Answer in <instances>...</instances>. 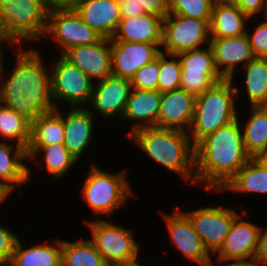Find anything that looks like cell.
Returning a JSON list of instances; mask_svg holds the SVG:
<instances>
[{"mask_svg":"<svg viewBox=\"0 0 267 266\" xmlns=\"http://www.w3.org/2000/svg\"><path fill=\"white\" fill-rule=\"evenodd\" d=\"M250 18L234 3L214 2L210 19V37L226 38L246 34Z\"/></svg>","mask_w":267,"mask_h":266,"instance_id":"cell-26","label":"cell"},{"mask_svg":"<svg viewBox=\"0 0 267 266\" xmlns=\"http://www.w3.org/2000/svg\"><path fill=\"white\" fill-rule=\"evenodd\" d=\"M102 36L89 27L73 7L49 10L42 40L52 39L62 55L70 48L98 42Z\"/></svg>","mask_w":267,"mask_h":266,"instance_id":"cell-8","label":"cell"},{"mask_svg":"<svg viewBox=\"0 0 267 266\" xmlns=\"http://www.w3.org/2000/svg\"><path fill=\"white\" fill-rule=\"evenodd\" d=\"M239 90L231 79H223L196 97L194 119L188 131L194 145L238 118Z\"/></svg>","mask_w":267,"mask_h":266,"instance_id":"cell-4","label":"cell"},{"mask_svg":"<svg viewBox=\"0 0 267 266\" xmlns=\"http://www.w3.org/2000/svg\"><path fill=\"white\" fill-rule=\"evenodd\" d=\"M72 7L104 38H112L121 20L119 0H75Z\"/></svg>","mask_w":267,"mask_h":266,"instance_id":"cell-20","label":"cell"},{"mask_svg":"<svg viewBox=\"0 0 267 266\" xmlns=\"http://www.w3.org/2000/svg\"><path fill=\"white\" fill-rule=\"evenodd\" d=\"M26 149L9 141H0V184L11 194L31 182V168ZM17 187V188H16Z\"/></svg>","mask_w":267,"mask_h":266,"instance_id":"cell-22","label":"cell"},{"mask_svg":"<svg viewBox=\"0 0 267 266\" xmlns=\"http://www.w3.org/2000/svg\"><path fill=\"white\" fill-rule=\"evenodd\" d=\"M246 194H267V170L251 158L225 185L219 190Z\"/></svg>","mask_w":267,"mask_h":266,"instance_id":"cell-28","label":"cell"},{"mask_svg":"<svg viewBox=\"0 0 267 266\" xmlns=\"http://www.w3.org/2000/svg\"><path fill=\"white\" fill-rule=\"evenodd\" d=\"M238 117L195 145V185L219 191L251 158L247 154Z\"/></svg>","mask_w":267,"mask_h":266,"instance_id":"cell-2","label":"cell"},{"mask_svg":"<svg viewBox=\"0 0 267 266\" xmlns=\"http://www.w3.org/2000/svg\"><path fill=\"white\" fill-rule=\"evenodd\" d=\"M115 266H144V265L139 263V261L137 259V260H134V261H131V262H125V263L118 264V265H115Z\"/></svg>","mask_w":267,"mask_h":266,"instance_id":"cell-46","label":"cell"},{"mask_svg":"<svg viewBox=\"0 0 267 266\" xmlns=\"http://www.w3.org/2000/svg\"><path fill=\"white\" fill-rule=\"evenodd\" d=\"M195 103L196 96L182 89L161 93L156 127L188 133L194 119Z\"/></svg>","mask_w":267,"mask_h":266,"instance_id":"cell-18","label":"cell"},{"mask_svg":"<svg viewBox=\"0 0 267 266\" xmlns=\"http://www.w3.org/2000/svg\"><path fill=\"white\" fill-rule=\"evenodd\" d=\"M159 75V54L157 58L141 67L131 78L132 88L140 90H157Z\"/></svg>","mask_w":267,"mask_h":266,"instance_id":"cell-37","label":"cell"},{"mask_svg":"<svg viewBox=\"0 0 267 266\" xmlns=\"http://www.w3.org/2000/svg\"><path fill=\"white\" fill-rule=\"evenodd\" d=\"M6 43V45L8 44L5 40H3V39H1L0 38V44L2 45L3 43ZM4 50L2 49V47H0V63H1V60H2V57H3V55H4V52H3Z\"/></svg>","mask_w":267,"mask_h":266,"instance_id":"cell-47","label":"cell"},{"mask_svg":"<svg viewBox=\"0 0 267 266\" xmlns=\"http://www.w3.org/2000/svg\"><path fill=\"white\" fill-rule=\"evenodd\" d=\"M210 46L213 50L216 69L223 79L235 81L237 67L240 64L244 66L255 58L246 34L236 37L211 38Z\"/></svg>","mask_w":267,"mask_h":266,"instance_id":"cell-19","label":"cell"},{"mask_svg":"<svg viewBox=\"0 0 267 266\" xmlns=\"http://www.w3.org/2000/svg\"><path fill=\"white\" fill-rule=\"evenodd\" d=\"M235 0H214V2L218 3H234Z\"/></svg>","mask_w":267,"mask_h":266,"instance_id":"cell-48","label":"cell"},{"mask_svg":"<svg viewBox=\"0 0 267 266\" xmlns=\"http://www.w3.org/2000/svg\"><path fill=\"white\" fill-rule=\"evenodd\" d=\"M265 20L258 23L254 31L250 32L246 28V35L248 37L252 52L255 57L267 58V16Z\"/></svg>","mask_w":267,"mask_h":266,"instance_id":"cell-38","label":"cell"},{"mask_svg":"<svg viewBox=\"0 0 267 266\" xmlns=\"http://www.w3.org/2000/svg\"><path fill=\"white\" fill-rule=\"evenodd\" d=\"M163 18L154 14L121 18L110 41L162 43Z\"/></svg>","mask_w":267,"mask_h":266,"instance_id":"cell-24","label":"cell"},{"mask_svg":"<svg viewBox=\"0 0 267 266\" xmlns=\"http://www.w3.org/2000/svg\"><path fill=\"white\" fill-rule=\"evenodd\" d=\"M12 48L15 50L12 52H16L15 67L13 65L11 71L5 72V55L0 63V92L4 106L30 121L55 111L57 107L52 97L51 67L43 60L40 50L26 46Z\"/></svg>","mask_w":267,"mask_h":266,"instance_id":"cell-1","label":"cell"},{"mask_svg":"<svg viewBox=\"0 0 267 266\" xmlns=\"http://www.w3.org/2000/svg\"><path fill=\"white\" fill-rule=\"evenodd\" d=\"M249 118L242 124L245 150L250 158L267 150V109L264 106H250Z\"/></svg>","mask_w":267,"mask_h":266,"instance_id":"cell-29","label":"cell"},{"mask_svg":"<svg viewBox=\"0 0 267 266\" xmlns=\"http://www.w3.org/2000/svg\"><path fill=\"white\" fill-rule=\"evenodd\" d=\"M48 13L41 0H0V38L10 47L42 40Z\"/></svg>","mask_w":267,"mask_h":266,"instance_id":"cell-5","label":"cell"},{"mask_svg":"<svg viewBox=\"0 0 267 266\" xmlns=\"http://www.w3.org/2000/svg\"><path fill=\"white\" fill-rule=\"evenodd\" d=\"M64 142L62 110L40 115L31 121L30 142L28 146H46Z\"/></svg>","mask_w":267,"mask_h":266,"instance_id":"cell-30","label":"cell"},{"mask_svg":"<svg viewBox=\"0 0 267 266\" xmlns=\"http://www.w3.org/2000/svg\"><path fill=\"white\" fill-rule=\"evenodd\" d=\"M161 103V93L158 90H140L132 88L127 100L123 120L132 121L131 129L125 135L129 136L135 130L156 127Z\"/></svg>","mask_w":267,"mask_h":266,"instance_id":"cell-23","label":"cell"},{"mask_svg":"<svg viewBox=\"0 0 267 266\" xmlns=\"http://www.w3.org/2000/svg\"><path fill=\"white\" fill-rule=\"evenodd\" d=\"M10 194L11 193L5 188H0V206L1 204L3 205L4 201H6L8 197H11Z\"/></svg>","mask_w":267,"mask_h":266,"instance_id":"cell-45","label":"cell"},{"mask_svg":"<svg viewBox=\"0 0 267 266\" xmlns=\"http://www.w3.org/2000/svg\"><path fill=\"white\" fill-rule=\"evenodd\" d=\"M254 260L260 266H267V226L266 228L262 226Z\"/></svg>","mask_w":267,"mask_h":266,"instance_id":"cell-41","label":"cell"},{"mask_svg":"<svg viewBox=\"0 0 267 266\" xmlns=\"http://www.w3.org/2000/svg\"><path fill=\"white\" fill-rule=\"evenodd\" d=\"M253 159L267 170V150L258 153Z\"/></svg>","mask_w":267,"mask_h":266,"instance_id":"cell-43","label":"cell"},{"mask_svg":"<svg viewBox=\"0 0 267 266\" xmlns=\"http://www.w3.org/2000/svg\"><path fill=\"white\" fill-rule=\"evenodd\" d=\"M121 18L154 14L163 19L169 14V0H119Z\"/></svg>","mask_w":267,"mask_h":266,"instance_id":"cell-35","label":"cell"},{"mask_svg":"<svg viewBox=\"0 0 267 266\" xmlns=\"http://www.w3.org/2000/svg\"><path fill=\"white\" fill-rule=\"evenodd\" d=\"M62 266H108L90 239L62 240Z\"/></svg>","mask_w":267,"mask_h":266,"instance_id":"cell-32","label":"cell"},{"mask_svg":"<svg viewBox=\"0 0 267 266\" xmlns=\"http://www.w3.org/2000/svg\"><path fill=\"white\" fill-rule=\"evenodd\" d=\"M243 69L246 102L250 106L267 105V58L255 57Z\"/></svg>","mask_w":267,"mask_h":266,"instance_id":"cell-31","label":"cell"},{"mask_svg":"<svg viewBox=\"0 0 267 266\" xmlns=\"http://www.w3.org/2000/svg\"><path fill=\"white\" fill-rule=\"evenodd\" d=\"M42 3L49 9H60L72 7L75 0H41Z\"/></svg>","mask_w":267,"mask_h":266,"instance_id":"cell-42","label":"cell"},{"mask_svg":"<svg viewBox=\"0 0 267 266\" xmlns=\"http://www.w3.org/2000/svg\"><path fill=\"white\" fill-rule=\"evenodd\" d=\"M127 138L133 141L154 163L195 185V145L187 132L146 127L135 130Z\"/></svg>","mask_w":267,"mask_h":266,"instance_id":"cell-3","label":"cell"},{"mask_svg":"<svg viewBox=\"0 0 267 266\" xmlns=\"http://www.w3.org/2000/svg\"><path fill=\"white\" fill-rule=\"evenodd\" d=\"M181 64L177 54L159 53L158 88L160 93L180 89Z\"/></svg>","mask_w":267,"mask_h":266,"instance_id":"cell-34","label":"cell"},{"mask_svg":"<svg viewBox=\"0 0 267 266\" xmlns=\"http://www.w3.org/2000/svg\"><path fill=\"white\" fill-rule=\"evenodd\" d=\"M214 0H169V14L210 22Z\"/></svg>","mask_w":267,"mask_h":266,"instance_id":"cell-36","label":"cell"},{"mask_svg":"<svg viewBox=\"0 0 267 266\" xmlns=\"http://www.w3.org/2000/svg\"><path fill=\"white\" fill-rule=\"evenodd\" d=\"M209 23L191 17L168 14L163 20L161 51L178 54L210 45Z\"/></svg>","mask_w":267,"mask_h":266,"instance_id":"cell-10","label":"cell"},{"mask_svg":"<svg viewBox=\"0 0 267 266\" xmlns=\"http://www.w3.org/2000/svg\"><path fill=\"white\" fill-rule=\"evenodd\" d=\"M210 205V206H209ZM207 207L181 210L192 222L204 247L213 256L223 245L234 219L240 214L234 209L209 204Z\"/></svg>","mask_w":267,"mask_h":266,"instance_id":"cell-12","label":"cell"},{"mask_svg":"<svg viewBox=\"0 0 267 266\" xmlns=\"http://www.w3.org/2000/svg\"><path fill=\"white\" fill-rule=\"evenodd\" d=\"M3 105H4V103H3L1 92H0V109L2 108Z\"/></svg>","mask_w":267,"mask_h":266,"instance_id":"cell-49","label":"cell"},{"mask_svg":"<svg viewBox=\"0 0 267 266\" xmlns=\"http://www.w3.org/2000/svg\"><path fill=\"white\" fill-rule=\"evenodd\" d=\"M213 264L212 266H214ZM220 266H260L255 260L251 261H240V262H229L221 264Z\"/></svg>","mask_w":267,"mask_h":266,"instance_id":"cell-44","label":"cell"},{"mask_svg":"<svg viewBox=\"0 0 267 266\" xmlns=\"http://www.w3.org/2000/svg\"><path fill=\"white\" fill-rule=\"evenodd\" d=\"M25 246L17 239L9 266H62V239ZM56 243V244H55Z\"/></svg>","mask_w":267,"mask_h":266,"instance_id":"cell-25","label":"cell"},{"mask_svg":"<svg viewBox=\"0 0 267 266\" xmlns=\"http://www.w3.org/2000/svg\"><path fill=\"white\" fill-rule=\"evenodd\" d=\"M58 57L51 65V89L56 107L58 108V101L61 100L67 103L69 108L88 106L94 82L62 55Z\"/></svg>","mask_w":267,"mask_h":266,"instance_id":"cell-9","label":"cell"},{"mask_svg":"<svg viewBox=\"0 0 267 266\" xmlns=\"http://www.w3.org/2000/svg\"><path fill=\"white\" fill-rule=\"evenodd\" d=\"M161 44L111 41L112 75L131 80L141 67L157 58Z\"/></svg>","mask_w":267,"mask_h":266,"instance_id":"cell-16","label":"cell"},{"mask_svg":"<svg viewBox=\"0 0 267 266\" xmlns=\"http://www.w3.org/2000/svg\"><path fill=\"white\" fill-rule=\"evenodd\" d=\"M62 119L64 124V142L68 151L80 161L82 154L92 144L94 122L96 118L86 107L68 108Z\"/></svg>","mask_w":267,"mask_h":266,"instance_id":"cell-21","label":"cell"},{"mask_svg":"<svg viewBox=\"0 0 267 266\" xmlns=\"http://www.w3.org/2000/svg\"><path fill=\"white\" fill-rule=\"evenodd\" d=\"M234 4L250 19L253 18V16L256 17L262 11V17L267 16V0H235Z\"/></svg>","mask_w":267,"mask_h":266,"instance_id":"cell-40","label":"cell"},{"mask_svg":"<svg viewBox=\"0 0 267 266\" xmlns=\"http://www.w3.org/2000/svg\"><path fill=\"white\" fill-rule=\"evenodd\" d=\"M171 212L172 214L164 213L162 215L167 225V235L170 238L173 250L182 252L180 254L190 261L189 263L198 266H212L214 264L213 257L204 247L189 218L177 207Z\"/></svg>","mask_w":267,"mask_h":266,"instance_id":"cell-13","label":"cell"},{"mask_svg":"<svg viewBox=\"0 0 267 266\" xmlns=\"http://www.w3.org/2000/svg\"><path fill=\"white\" fill-rule=\"evenodd\" d=\"M18 235L0 222V266H9Z\"/></svg>","mask_w":267,"mask_h":266,"instance_id":"cell-39","label":"cell"},{"mask_svg":"<svg viewBox=\"0 0 267 266\" xmlns=\"http://www.w3.org/2000/svg\"><path fill=\"white\" fill-rule=\"evenodd\" d=\"M31 121L24 115L2 106L0 109V140L11 141L27 149L30 142Z\"/></svg>","mask_w":267,"mask_h":266,"instance_id":"cell-33","label":"cell"},{"mask_svg":"<svg viewBox=\"0 0 267 266\" xmlns=\"http://www.w3.org/2000/svg\"><path fill=\"white\" fill-rule=\"evenodd\" d=\"M131 90L130 80L113 75L94 82L91 100L88 104L90 107L87 109L94 116L97 115L96 112L99 113L104 120L115 117L119 120L123 117Z\"/></svg>","mask_w":267,"mask_h":266,"instance_id":"cell-15","label":"cell"},{"mask_svg":"<svg viewBox=\"0 0 267 266\" xmlns=\"http://www.w3.org/2000/svg\"><path fill=\"white\" fill-rule=\"evenodd\" d=\"M27 157L30 162L40 165L43 162L45 172L53 176L55 181L62 179V176L69 173L79 161L68 151L63 143L51 144L46 146H28L26 149ZM43 157L42 158L41 155ZM42 161V162H41Z\"/></svg>","mask_w":267,"mask_h":266,"instance_id":"cell-27","label":"cell"},{"mask_svg":"<svg viewBox=\"0 0 267 266\" xmlns=\"http://www.w3.org/2000/svg\"><path fill=\"white\" fill-rule=\"evenodd\" d=\"M83 220L91 231L92 239L90 240L108 266H115L140 258L139 250L141 247L134 238L132 228L128 229L99 217L94 220Z\"/></svg>","mask_w":267,"mask_h":266,"instance_id":"cell-7","label":"cell"},{"mask_svg":"<svg viewBox=\"0 0 267 266\" xmlns=\"http://www.w3.org/2000/svg\"><path fill=\"white\" fill-rule=\"evenodd\" d=\"M242 213L234 219L223 245L213 255L216 256L215 259L217 258L213 263L254 260L262 226L243 219L248 215L247 210H243Z\"/></svg>","mask_w":267,"mask_h":266,"instance_id":"cell-14","label":"cell"},{"mask_svg":"<svg viewBox=\"0 0 267 266\" xmlns=\"http://www.w3.org/2000/svg\"><path fill=\"white\" fill-rule=\"evenodd\" d=\"M62 56L94 82L112 75L110 38L102 37L96 43L70 48Z\"/></svg>","mask_w":267,"mask_h":266,"instance_id":"cell-17","label":"cell"},{"mask_svg":"<svg viewBox=\"0 0 267 266\" xmlns=\"http://www.w3.org/2000/svg\"><path fill=\"white\" fill-rule=\"evenodd\" d=\"M125 170L110 173L95 164L91 165L81 193L93 215L110 218L115 210L126 205L130 197H133L135 192L130 187L129 175Z\"/></svg>","mask_w":267,"mask_h":266,"instance_id":"cell-6","label":"cell"},{"mask_svg":"<svg viewBox=\"0 0 267 266\" xmlns=\"http://www.w3.org/2000/svg\"><path fill=\"white\" fill-rule=\"evenodd\" d=\"M177 55L181 64L180 89L197 97L223 80L216 69L210 45L201 49L184 51Z\"/></svg>","mask_w":267,"mask_h":266,"instance_id":"cell-11","label":"cell"}]
</instances>
